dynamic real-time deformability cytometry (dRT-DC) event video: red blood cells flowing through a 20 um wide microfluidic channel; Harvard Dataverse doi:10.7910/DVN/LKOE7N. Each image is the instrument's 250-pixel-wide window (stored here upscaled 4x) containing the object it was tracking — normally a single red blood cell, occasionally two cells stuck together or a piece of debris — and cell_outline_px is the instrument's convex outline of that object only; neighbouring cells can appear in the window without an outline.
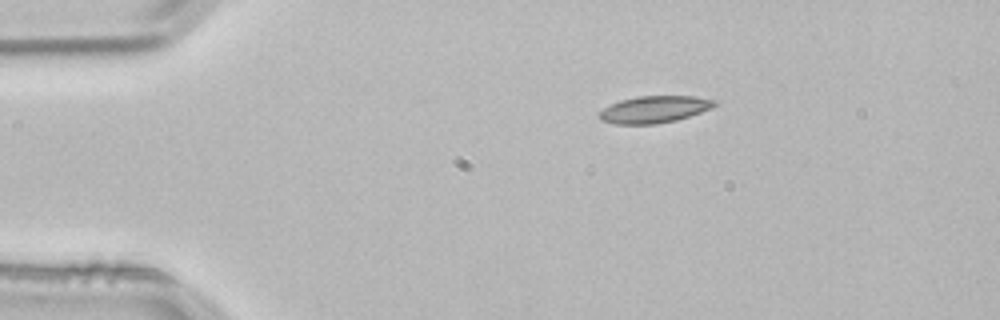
{"species": "common noctule bat (a hibernating species)", "species_latin": "Nyctalus noctula", "temperature_condition": "room temperature", "stored_images_in_passage": 2, "camera_frame_rate_fps": 3000, "um_per_image_px": 0.085, "animal": {"sex": "male", "body_mass_g": 21.5, "forearm_length_mm": 52.0}, "frame": {"image": 1, "passage_image": 2, "time_ms": 0.333, "image_size_px": [1000, 320], "cell_outline_px": [[716, 104], [712, 108], [676, 120], [656, 124], [616, 124], [600, 120], [596, 116], [604, 108], [620, 100], [636, 96], [696, 96], [716, 100]], "centroid_in_image_um": [55.6, 9.29], "position_along_channel_um": 29.4, "area_um2": 18.09}}